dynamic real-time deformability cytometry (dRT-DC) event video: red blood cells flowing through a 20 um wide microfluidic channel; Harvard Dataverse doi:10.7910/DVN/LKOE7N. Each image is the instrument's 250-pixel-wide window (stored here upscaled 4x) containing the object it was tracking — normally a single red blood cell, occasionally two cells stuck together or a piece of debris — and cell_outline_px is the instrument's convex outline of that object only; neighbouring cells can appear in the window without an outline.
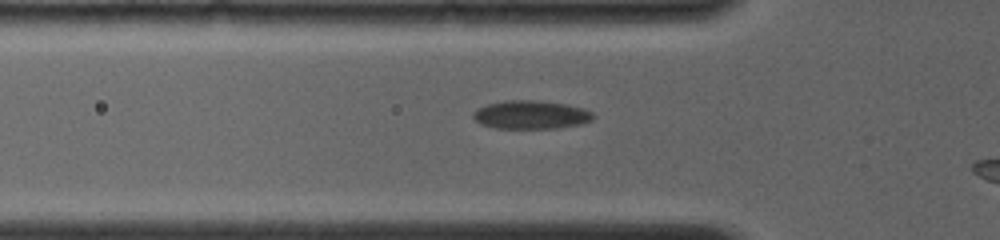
{"species": "common noctule bat (a hibernating species)", "species_latin": "Nyctalus noctula", "temperature_condition": "room temperature", "stored_images_in_passage": 34, "camera_frame_rate_fps": 4000, "um_per_image_px": 0.085, "animal": {"sex": "female", "body_mass_g": 19.0, "forearm_length_mm": 56.7}, "frame": {"image": 1, "passage_image": 4, "time_ms": 1.0, "image_size_px": [1000, 240], "cell_outline_px": [[596, 116], [592, 120], [580, 124], [560, 128], [496, 128], [480, 124], [472, 116], [472, 112], [476, 108], [488, 104], [508, 100], [540, 100], [568, 104], [584, 108], [592, 112]], "centroid_in_image_um": [45.15, 9.75], "position_along_channel_um": 80.7, "area_um2": 20.11}}
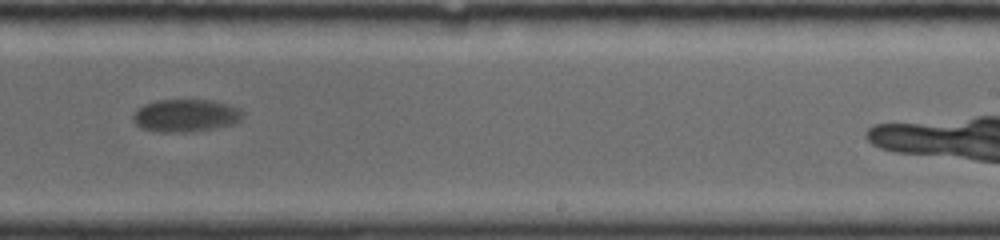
{"frame": {"image": 2, "passage_image": 19, "time_ms": 6.0, "image_size_px": [1000, 240], "cell_outline_px": [[244, 112], [240, 120], [232, 124], [212, 128], [188, 132], [160, 132], [140, 128], [132, 120], [132, 116], [136, 108], [144, 104], [156, 100], [212, 100], [228, 104], [240, 108]], "centroid_in_image_um": [15.74, 9.81], "position_along_channel_um": 273.3, "area_um2": 20.98}}
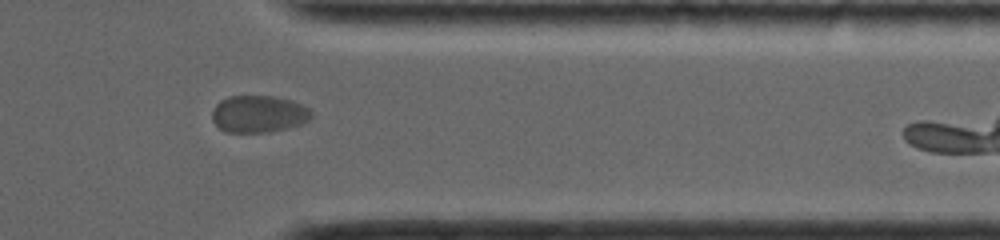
{"frame": {"image": 3, "passage_image": 30, "time_ms": 9.0, "image_size_px": [1000, 240], "cell_outline_px": [[312, 116], [304, 124], [292, 128], [268, 132], [224, 132], [212, 120], [212, 108], [220, 100], [228, 96], [272, 96], [292, 100], [308, 108], [312, 112]], "centroid_in_image_um": [21.99, 9.69], "position_along_channel_um": 389.4, "area_um2": 21.73}}